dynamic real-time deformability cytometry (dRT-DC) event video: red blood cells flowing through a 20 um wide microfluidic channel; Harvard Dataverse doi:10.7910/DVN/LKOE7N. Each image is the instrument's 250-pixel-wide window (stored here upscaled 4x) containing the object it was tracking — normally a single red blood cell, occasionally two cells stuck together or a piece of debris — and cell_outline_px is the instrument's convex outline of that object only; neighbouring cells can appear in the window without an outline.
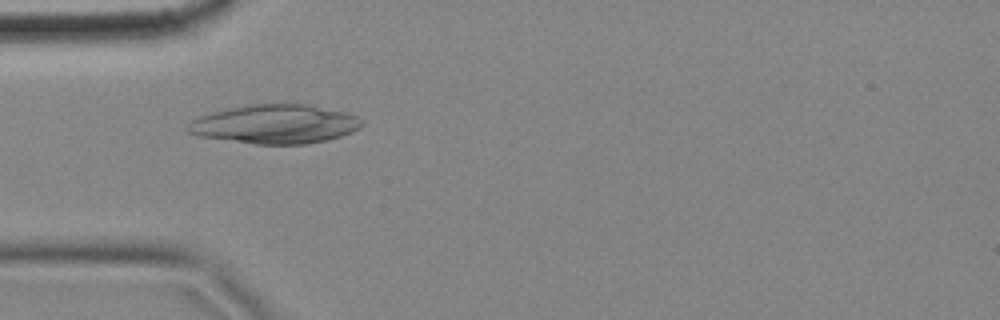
{"species": "common noctule bat (a hibernating species)", "species_latin": "Nyctalus noctula", "temperature_condition": "cold", "stored_images_in_passage": 3, "camera_frame_rate_fps": 3000, "um_per_image_px": 0.085, "animal": {"sex": "female", "body_mass_g": 18.4}, "frame": {"image": 1, "passage_image": 2, "time_ms": 0.333, "image_size_px": [1000, 320], "cell_outline_px": [[364, 124], [360, 128], [352, 132], [328, 140], [304, 144], [256, 144], [200, 136], [188, 132], [184, 128], [192, 120], [200, 116], [212, 112], [228, 108], [248, 104], [272, 100], [284, 100], [308, 104], [348, 112], [360, 116]], "centroid_in_image_um": [23.43, 10.49], "position_along_channel_um": 61.6, "area_um2": 40.81}}
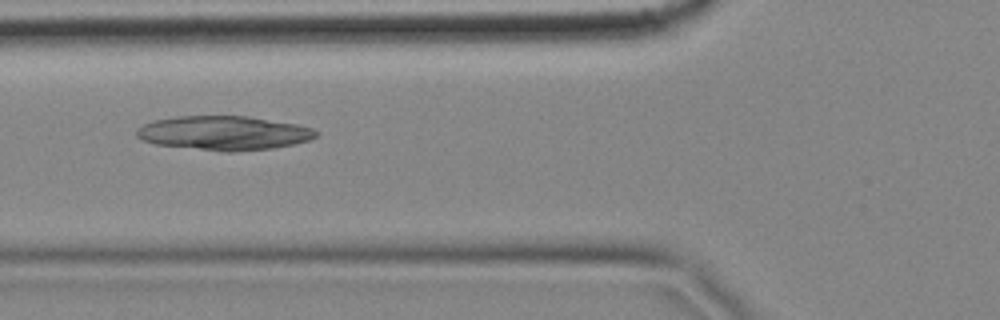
{"frame": {"image": 2, "passage_image": 3, "time_ms": 0.667, "image_size_px": [1000, 320], "cell_outline_px": [[320, 132], [316, 136], [308, 140], [292, 144], [272, 148], [232, 152], [224, 152], [156, 144], [140, 140], [136, 136], [136, 128], [152, 120], [176, 116], [248, 116], [296, 124], [312, 128]], "centroid_in_image_um": [18.98, 11.3], "position_along_channel_um": 106.8, "area_um2": 35.78}}